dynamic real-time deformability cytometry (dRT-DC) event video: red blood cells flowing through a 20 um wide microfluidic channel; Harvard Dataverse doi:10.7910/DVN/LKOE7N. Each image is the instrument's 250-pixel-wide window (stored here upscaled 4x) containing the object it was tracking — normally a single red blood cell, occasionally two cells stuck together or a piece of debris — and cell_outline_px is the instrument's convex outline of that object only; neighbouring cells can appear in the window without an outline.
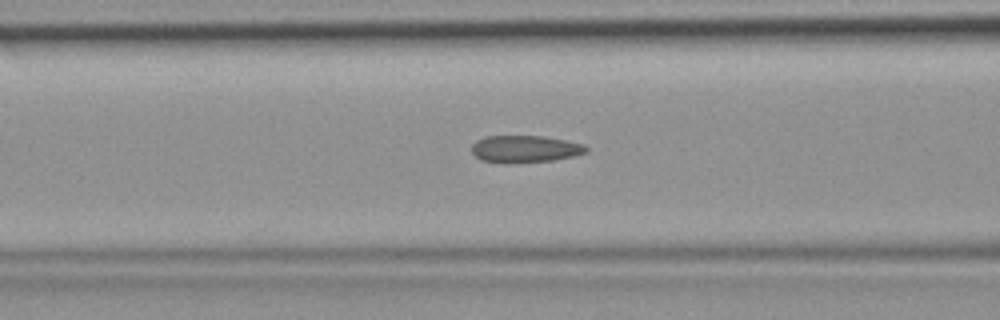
{"species": "common noctule bat (a hibernating species)", "species_latin": "Nyctalus noctula", "temperature_condition": "room temperature", "stored_images_in_passage": 37, "camera_frame_rate_fps": 3000, "um_per_image_px": 0.085, "animal": {"sex": "female", "body_mass_g": 19.9}, "frame": {"image": 1, "passage_image": 9, "time_ms": 2.667, "image_size_px": [1000, 320], "cell_outline_px": [[588, 152], [572, 156], [552, 160], [512, 164], [504, 164], [480, 160], [472, 152], [472, 144], [476, 140], [484, 136], [544, 136], [584, 144], [588, 148]], "centroid_in_image_um": [44.59, 12.67], "position_along_channel_um": 122.0, "area_um2": 18.32}}
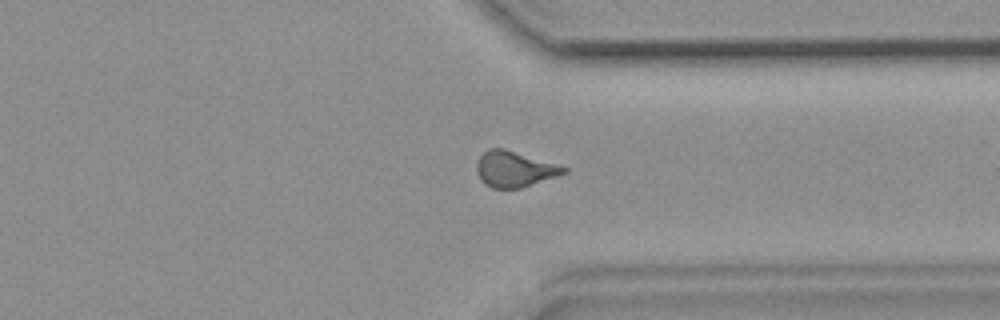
{"frame": {"image": 2, "passage_image": 26, "time_ms": 8.333, "image_size_px": [1000, 320], "cell_outline_px": [[568, 172], [520, 188], [492, 188], [484, 184], [480, 180], [476, 172], [476, 164], [480, 156], [488, 148], [504, 148], [556, 164], [568, 168]], "centroid_in_image_um": [43.69, 14.37], "position_along_channel_um": 367.7, "area_um2": 18.03}}
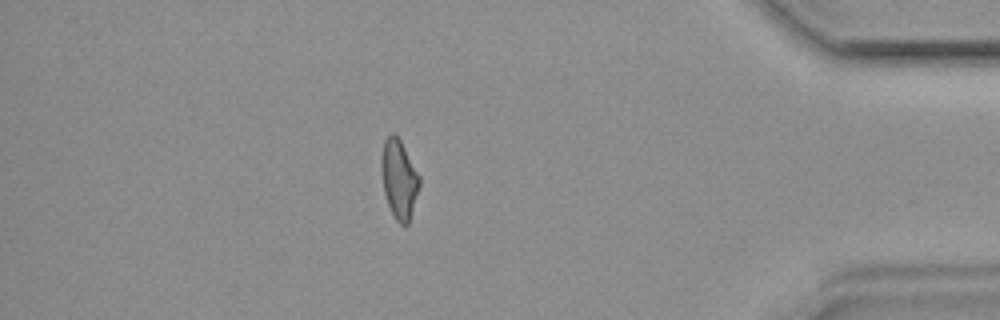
{"frame": {"image": 3, "passage_image": 31, "time_ms": 10.0, "image_size_px": [1000, 320], "cell_outline_px": [[420, 184], [408, 224], [400, 224], [396, 220], [388, 204], [384, 192], [380, 168], [380, 156], [384, 140], [392, 132], [400, 140], [420, 176]], "centroid_in_image_um": [33.89, 15.19], "position_along_channel_um": 401.3, "area_um2": 17.4}}